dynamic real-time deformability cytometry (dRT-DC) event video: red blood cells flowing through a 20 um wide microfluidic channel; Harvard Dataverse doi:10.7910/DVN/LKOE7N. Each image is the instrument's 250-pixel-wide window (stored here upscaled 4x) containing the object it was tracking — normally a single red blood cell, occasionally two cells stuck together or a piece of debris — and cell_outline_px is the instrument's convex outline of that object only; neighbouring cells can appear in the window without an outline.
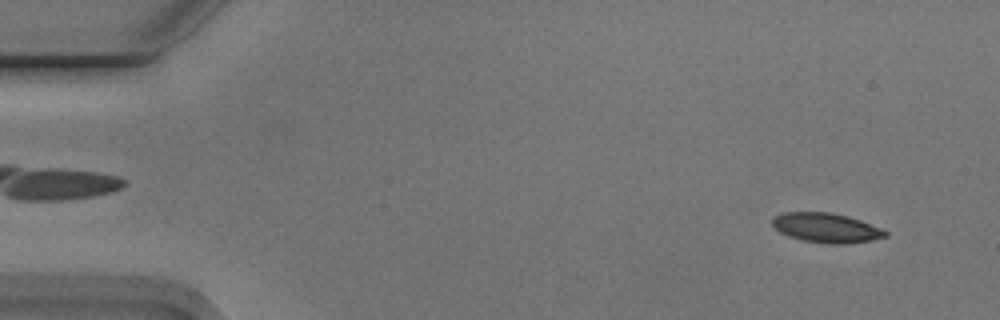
{"species": "Egyptian fruit bat (a non-hibernating species)", "species_latin": "Rousettus aegyptiacus", "temperature_condition": "cold", "stored_images_in_passage": 11, "camera_frame_rate_fps": 3000, "um_per_image_px": 0.085, "animal": {"sex": "male"}, "frame": {"image": 1, "passage_image": 1, "time_ms": 0.0, "image_size_px": [1000, 320], "cell_outline_px": [[888, 236], [872, 240], [848, 244], [828, 244], [800, 240], [788, 236], [780, 232], [772, 224], [772, 220], [776, 216], [784, 212], [828, 212], [848, 216], [860, 220], [880, 228], [888, 232]], "centroid_in_image_um": [70.24, 19.37], "position_along_channel_um": 14.8, "area_um2": 19.48}}